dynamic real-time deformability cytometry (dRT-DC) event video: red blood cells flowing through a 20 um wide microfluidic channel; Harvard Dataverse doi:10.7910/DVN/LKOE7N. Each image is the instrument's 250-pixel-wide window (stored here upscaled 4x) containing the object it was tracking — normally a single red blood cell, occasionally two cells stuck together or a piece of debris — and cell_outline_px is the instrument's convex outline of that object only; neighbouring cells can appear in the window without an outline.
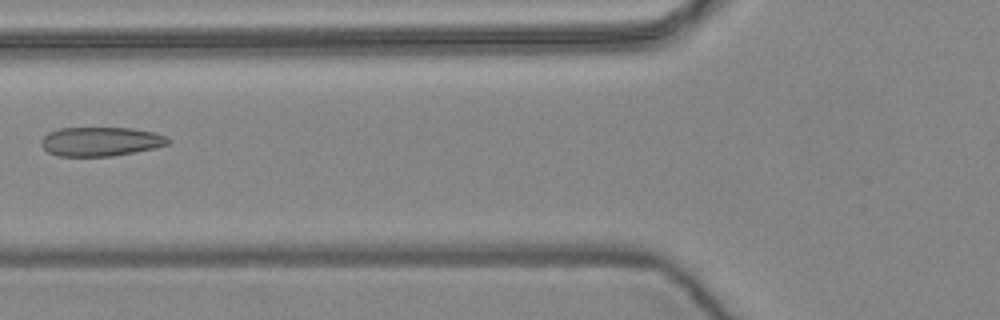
{"species": "common noctule bat (a hibernating species)", "species_latin": "Nyctalus noctula", "temperature_condition": "warm", "stored_images_in_passage": 8, "camera_frame_rate_fps": 3000, "um_per_image_px": 0.085, "animal": {"sex": "female", "body_mass_g": 24.6, "forearm_length_mm": 56.2}, "frame": {"image": 1, "passage_image": 6, "time_ms": 1.667, "image_size_px": [1000, 320], "cell_outline_px": [[172, 140], [168, 144], [156, 148], [112, 156], [60, 156], [48, 152], [40, 144], [40, 140], [48, 132], [60, 128], [132, 128], [156, 132], [168, 136]], "centroid_in_image_um": [8.6, 12.02], "position_along_channel_um": 117.2, "area_um2": 21.73}}
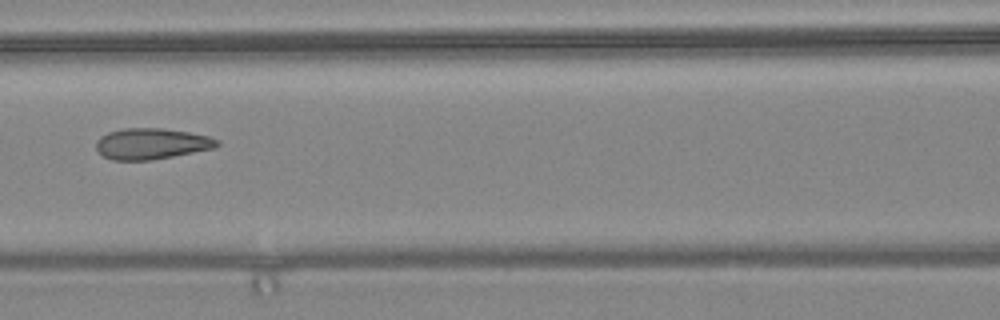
{"frame": {"image": 2, "passage_image": 7, "time_ms": 2.0, "image_size_px": [1000, 320], "cell_outline_px": [[220, 144], [216, 148], [152, 160], [112, 160], [104, 156], [96, 148], [96, 140], [100, 136], [108, 132], [124, 128], [160, 128], [188, 132], [208, 136], [220, 140]], "centroid_in_image_um": [12.89, 12.22], "position_along_channel_um": 153.7, "area_um2": 21.91}}
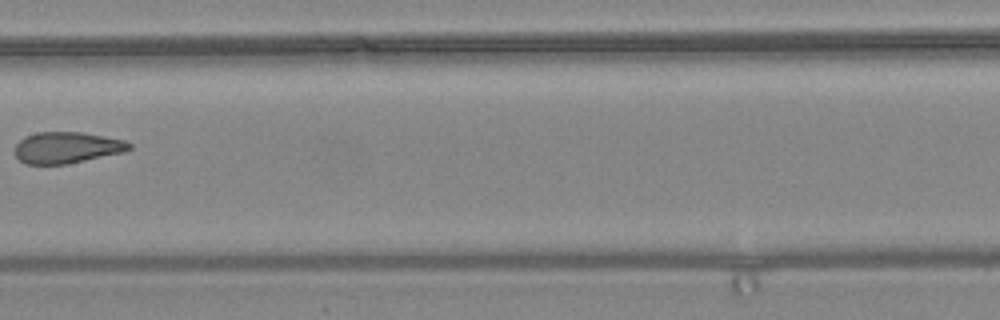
{"frame": {"image": 3, "passage_image": 8, "time_ms": 2.333, "image_size_px": [1000, 320], "cell_outline_px": [[132, 148], [124, 152], [64, 164], [24, 164], [12, 152], [16, 144], [24, 136], [36, 132], [80, 132], [104, 136], [124, 140], [132, 144]], "centroid_in_image_um": [5.64, 12.54], "position_along_channel_um": 201.8, "area_um2": 20.92}}